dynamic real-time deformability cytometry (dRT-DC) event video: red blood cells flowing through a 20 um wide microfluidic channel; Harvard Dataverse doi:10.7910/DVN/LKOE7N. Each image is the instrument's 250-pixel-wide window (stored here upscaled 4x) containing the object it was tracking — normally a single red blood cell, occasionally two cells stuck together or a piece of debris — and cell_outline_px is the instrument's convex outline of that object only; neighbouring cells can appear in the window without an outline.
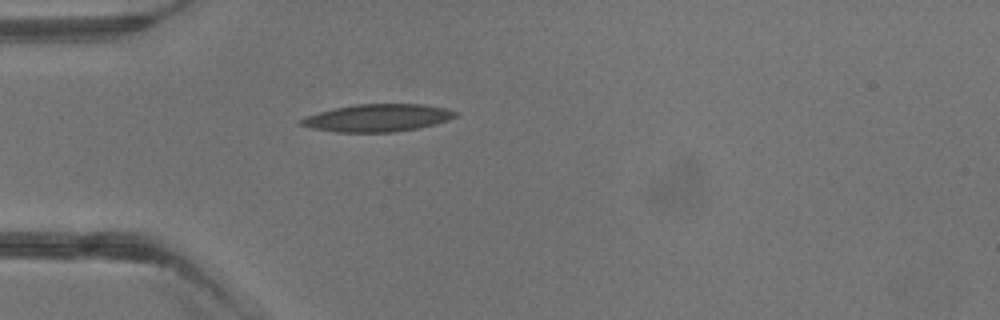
{"species": "common noctule bat (a hibernating species)", "species_latin": "Nyctalus noctula", "temperature_condition": "warm", "stored_images_in_passage": 1, "camera_frame_rate_fps": 3000, "um_per_image_px": 0.085, "animal": {"sex": "male", "body_mass_g": 13.3}, "frame": {"image": 1, "passage_image": 1, "time_ms": 0.0, "image_size_px": [1000, 320], "cell_outline_px": [[456, 116], [448, 120], [416, 128], [396, 132], [336, 132], [312, 128], [296, 124], [296, 120], [304, 116], [336, 108], [356, 104], [424, 104], [444, 108], [456, 112]], "centroid_in_image_um": [32.01, 10.02], "position_along_channel_um": 53.0, "area_um2": 24.62}}